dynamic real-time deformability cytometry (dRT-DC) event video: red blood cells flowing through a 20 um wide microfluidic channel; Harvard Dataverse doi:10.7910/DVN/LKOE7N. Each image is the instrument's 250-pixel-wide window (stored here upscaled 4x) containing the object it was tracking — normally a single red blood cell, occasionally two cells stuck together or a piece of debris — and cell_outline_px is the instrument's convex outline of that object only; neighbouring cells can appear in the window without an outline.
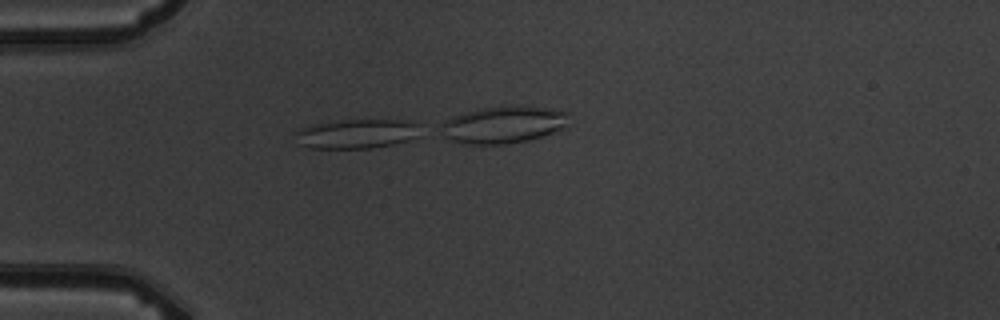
{"species": "common noctule bat (a hibernating species)", "species_latin": "Nyctalus noctula", "temperature_condition": "warm", "stored_images_in_passage": 2, "camera_frame_rate_fps": 3000, "um_per_image_px": 0.085, "animal": {"sex": "male", "body_mass_g": 19.5, "forearm_length_mm": 54.6}, "frame": {"image": 1, "passage_image": 1, "time_ms": 0.0, "image_size_px": [1000, 320], "cell_outline_px": [[428, 132], [420, 136], [408, 140], [392, 144], [368, 148], [308, 148], [296, 144], [296, 132], [300, 128], [312, 124], [344, 120], [408, 120], [420, 124], [428, 128]], "centroid_in_image_um": [30.44, 11.36], "position_along_channel_um": 54.6, "area_um2": 22.02}}